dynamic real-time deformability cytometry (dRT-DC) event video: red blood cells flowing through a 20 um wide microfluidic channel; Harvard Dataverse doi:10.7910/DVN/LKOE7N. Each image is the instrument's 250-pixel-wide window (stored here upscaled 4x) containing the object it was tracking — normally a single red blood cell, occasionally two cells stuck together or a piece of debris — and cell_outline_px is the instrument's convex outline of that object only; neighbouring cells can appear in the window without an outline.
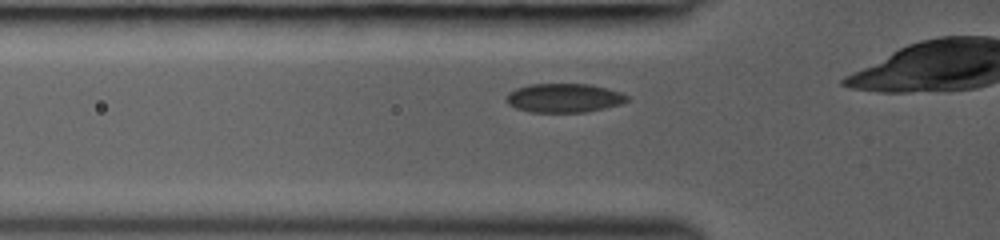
{"species": "common noctule bat (a hibernating species)", "species_latin": "Nyctalus noctula", "temperature_condition": "room temperature", "stored_images_in_passage": 6, "camera_frame_rate_fps": 3000, "um_per_image_px": 0.085, "animal": {"sex": "female", "body_mass_g": 19.0, "forearm_length_mm": 53.3}, "frame": {"image": 1, "passage_image": 4, "time_ms": 1.0, "image_size_px": [1000, 240], "cell_outline_px": [[628, 100], [620, 104], [604, 108], [584, 112], [532, 112], [516, 108], [508, 104], [504, 96], [508, 92], [516, 88], [528, 84], [588, 84], [620, 92], [628, 96]], "centroid_in_image_um": [47.88, 8.32], "position_along_channel_um": 77.9, "area_um2": 20.29}}